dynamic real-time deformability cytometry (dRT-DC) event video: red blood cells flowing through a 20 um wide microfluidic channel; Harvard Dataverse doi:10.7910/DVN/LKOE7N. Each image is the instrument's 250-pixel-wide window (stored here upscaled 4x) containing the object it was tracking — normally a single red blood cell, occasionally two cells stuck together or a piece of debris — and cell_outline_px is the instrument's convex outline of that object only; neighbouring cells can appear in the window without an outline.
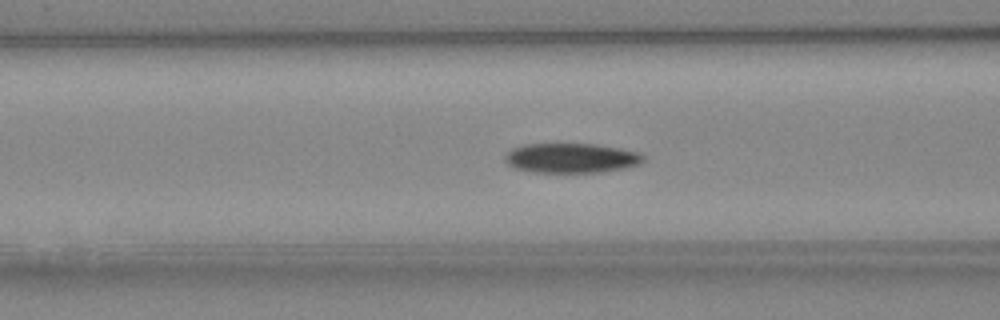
{"species": "Egyptian fruit bat (a non-hibernating species)", "species_latin": "Rousettus aegyptiacus", "temperature_condition": "cold", "stored_images_in_passage": 50, "camera_frame_rate_fps": 3000, "um_per_image_px": 0.085, "animal": {"sex": "female"}, "frame": {"image": 1, "passage_image": 18, "time_ms": 5.667, "image_size_px": [1000, 320], "cell_outline_px": [[644, 160], [640, 164], [624, 168], [604, 172], [532, 172], [516, 168], [508, 164], [504, 160], [504, 156], [512, 148], [524, 144], [596, 144], [620, 148], [640, 152], [644, 156]], "centroid_in_image_um": [48.57, 13.43], "position_along_channel_um": 118.0, "area_um2": 24.04}}
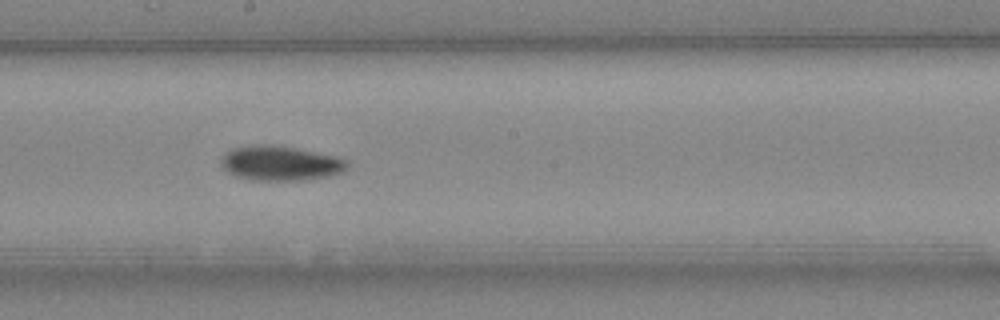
{"frame": {"image": 2, "passage_image": 26, "time_ms": 8.333, "image_size_px": [1000, 320], "cell_outline_px": [[348, 168], [340, 172], [328, 176], [304, 180], [252, 180], [236, 176], [228, 172], [220, 164], [220, 160], [224, 152], [232, 148], [252, 144], [272, 144], [296, 148], [336, 156], [348, 160]], "centroid_in_image_um": [23.8, 13.86], "position_along_channel_um": 224.4, "area_um2": 25.72}}
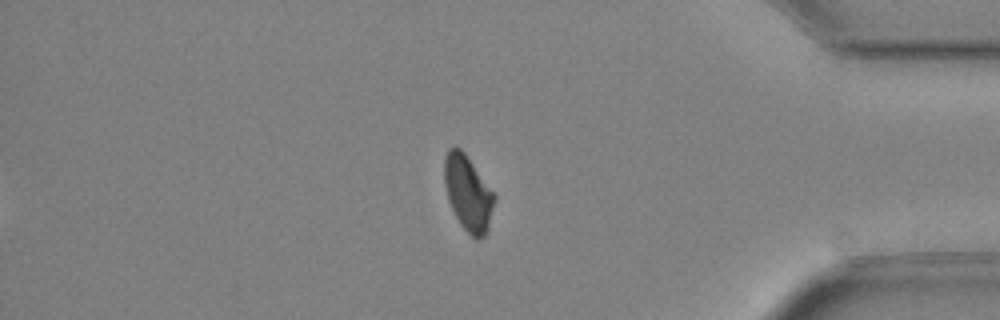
{"frame": {"image": 3, "passage_image": 41, "time_ms": 13.333, "image_size_px": [1000, 320], "cell_outline_px": [[496, 200], [488, 228], [484, 236], [480, 240], [476, 240], [460, 224], [448, 200], [444, 184], [444, 156], [448, 148], [460, 148], [464, 152], [496, 196]], "centroid_in_image_um": [39.78, 16.43], "position_along_channel_um": 395.4, "area_um2": 21.85}, "authors_computed_cell_mechanics": {"area_um2": 23.3512, "velocity_mm_per_s": 3.9985, "shape_relaxation_time_tau1_ms": 3.4437, "shape_relaxation_time_tau2_ms": null, "deformation_change_tau1": 0.0986, "deformation_change_tau2": null}}